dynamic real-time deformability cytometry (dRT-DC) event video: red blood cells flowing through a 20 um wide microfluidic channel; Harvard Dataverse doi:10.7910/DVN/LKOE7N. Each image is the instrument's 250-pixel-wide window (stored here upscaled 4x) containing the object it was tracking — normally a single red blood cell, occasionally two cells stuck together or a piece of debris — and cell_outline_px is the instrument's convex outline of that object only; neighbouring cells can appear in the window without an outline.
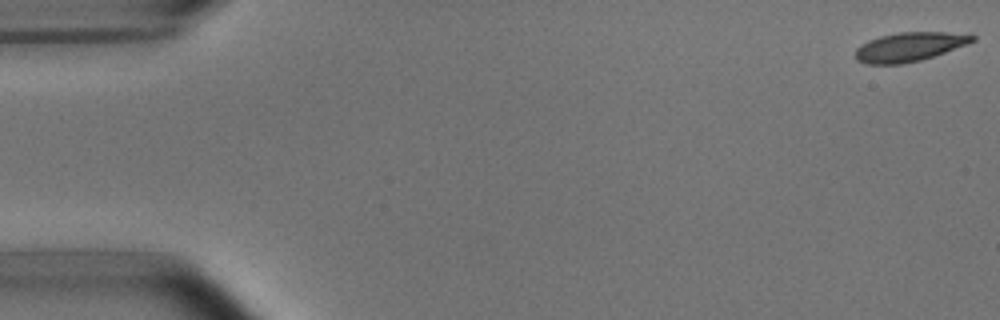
{"species": "common noctule bat (a hibernating species)", "species_latin": "Nyctalus noctula", "temperature_condition": "room temperature", "stored_images_in_passage": 16, "camera_frame_rate_fps": 3000, "um_per_image_px": 0.085, "animal": {"sex": "male", "body_mass_g": 15.6}, "frame": {"image": 1, "passage_image": 1, "time_ms": 0.0, "image_size_px": [1000, 320], "cell_outline_px": [[976, 40], [968, 44], [920, 60], [900, 64], [868, 64], [856, 60], [856, 48], [860, 44], [868, 40], [880, 36], [900, 32], [944, 32], [976, 36]], "centroid_in_image_um": [77.26, 3.98], "position_along_channel_um": 7.7, "area_um2": 19.59}}
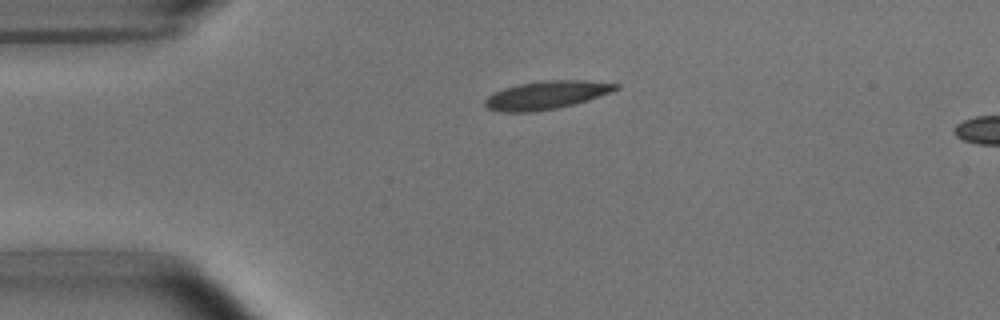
{"frame": {"image": 2, "passage_image": 12, "time_ms": 3.667, "image_size_px": [1000, 320], "cell_outline_px": [[620, 88], [600, 96], [588, 100], [556, 108], [532, 112], [504, 112], [488, 108], [484, 104], [484, 100], [492, 92], [504, 88], [520, 84], [540, 80], [588, 80], [620, 84]], "centroid_in_image_um": [46.44, 8.07], "position_along_channel_um": 38.6, "area_um2": 21.5}}